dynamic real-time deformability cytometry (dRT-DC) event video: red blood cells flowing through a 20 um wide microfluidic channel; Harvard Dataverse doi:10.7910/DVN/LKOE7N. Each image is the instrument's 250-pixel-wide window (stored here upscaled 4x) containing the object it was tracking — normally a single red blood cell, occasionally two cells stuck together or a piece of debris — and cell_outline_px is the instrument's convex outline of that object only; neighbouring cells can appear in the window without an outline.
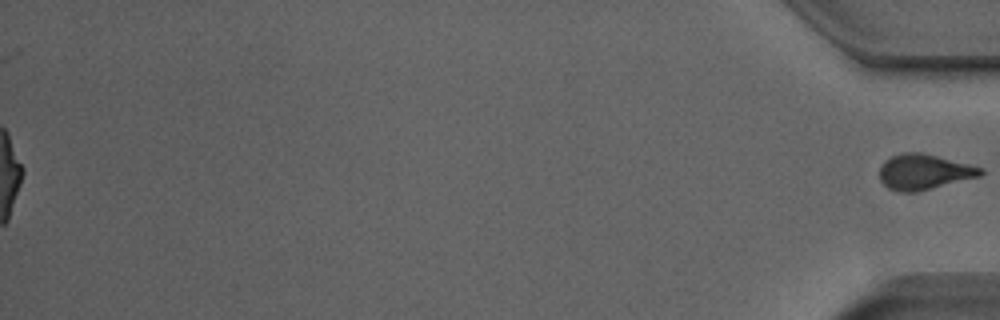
{"species": "Egyptian fruit bat (a non-hibernating species)", "species_latin": "Rousettus aegyptiacus", "temperature_condition": "room temperature", "stored_images_in_passage": 38, "segment_of_instrument_passage": [2, 2], "camera_frame_rate_fps": 3000, "um_per_image_px": 0.085, "animal": {"sex": "male"}, "frame": {"image": 1, "passage_image": 38, "time_ms": 12.333, "image_size_px": [1000, 320], "cell_outline_px": [[984, 172], [980, 176], [916, 192], [900, 192], [888, 188], [880, 180], [880, 164], [884, 160], [892, 156], [904, 152], [920, 152], [984, 168]], "centroid_in_image_um": [78.51, 14.61], "position_along_channel_um": 356.7, "area_um2": 20.69}}